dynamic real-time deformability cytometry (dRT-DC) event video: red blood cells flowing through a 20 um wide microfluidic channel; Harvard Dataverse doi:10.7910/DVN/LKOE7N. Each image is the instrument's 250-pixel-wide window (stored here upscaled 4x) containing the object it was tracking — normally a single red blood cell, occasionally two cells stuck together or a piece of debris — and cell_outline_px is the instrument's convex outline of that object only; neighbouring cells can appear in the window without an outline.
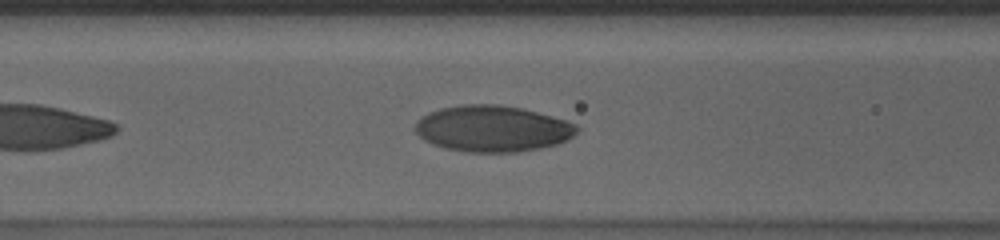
{"species": "human", "species_latin": "Homo sapiens", "temperature_condition": "cold", "stored_images_in_passage": 43, "camera_frame_rate_fps": 3000, "um_per_image_px": 0.085, "donor": {"sex": "male"}, "frame": {"image": 1, "passage_image": 9, "time_ms": 2.667, "image_size_px": [1000, 240], "cell_outline_px": [[580, 128], [568, 140], [556, 144], [540, 148], [516, 152], [464, 152], [444, 148], [432, 144], [424, 140], [412, 128], [416, 120], [428, 112], [440, 108], [464, 104], [500, 104], [520, 108], [568, 120], [576, 124]], "centroid_in_image_um": [41.83, 10.93], "position_along_channel_um": 124.8, "area_um2": 43.93}}
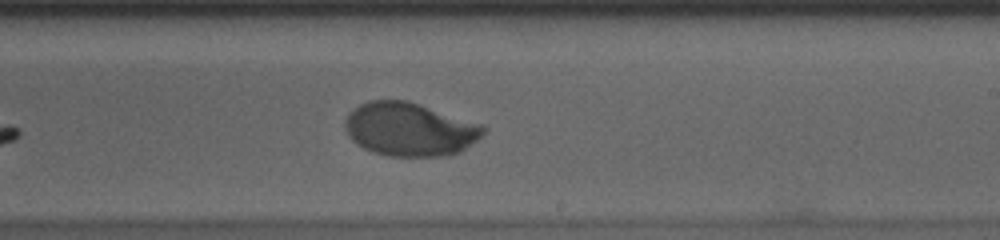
{"frame": {"image": 2, "passage_image": 20, "time_ms": 6.333, "image_size_px": [1000, 240], "cell_outline_px": [[488, 128], [476, 140], [460, 152], [448, 156], [388, 156], [372, 152], [356, 144], [348, 136], [344, 128], [344, 120], [360, 104], [368, 100], [408, 100], [480, 124]], "centroid_in_image_um": [34.8, 11.0], "position_along_channel_um": 254.2, "area_um2": 43.0}}
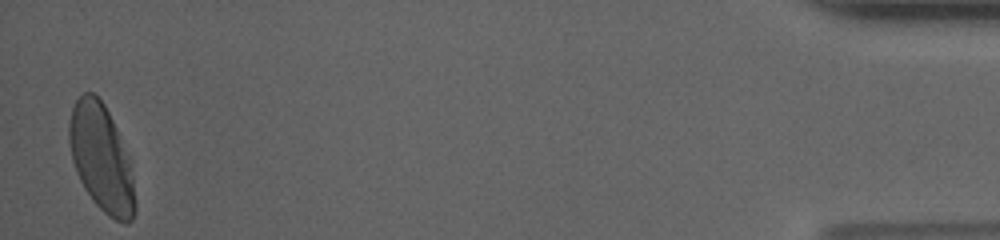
{"frame": {"image": 3, "passage_image": 42, "time_ms": 13.667, "image_size_px": [1000, 240], "cell_outline_px": [[136, 212], [132, 220], [128, 224], [124, 224], [108, 216], [92, 200], [84, 188], [80, 180], [72, 160], [68, 140], [68, 124], [72, 108], [76, 100], [84, 92], [92, 92], [104, 104], [116, 128], [132, 164], [136, 200]], "centroid_in_image_um": [8.64, 13.49], "position_along_channel_um": 426.6, "area_um2": 41.38}, "authors_computed_cell_mechanics": {"area_um2": 42.3096, "velocity_mm_per_s": 3.5426, "shape_relaxation_time_tau1_ms": 3.8347, "shape_relaxation_time_tau2_ms": null, "deformation_change_tau1": 0.1663, "deformation_change_tau2": null}}